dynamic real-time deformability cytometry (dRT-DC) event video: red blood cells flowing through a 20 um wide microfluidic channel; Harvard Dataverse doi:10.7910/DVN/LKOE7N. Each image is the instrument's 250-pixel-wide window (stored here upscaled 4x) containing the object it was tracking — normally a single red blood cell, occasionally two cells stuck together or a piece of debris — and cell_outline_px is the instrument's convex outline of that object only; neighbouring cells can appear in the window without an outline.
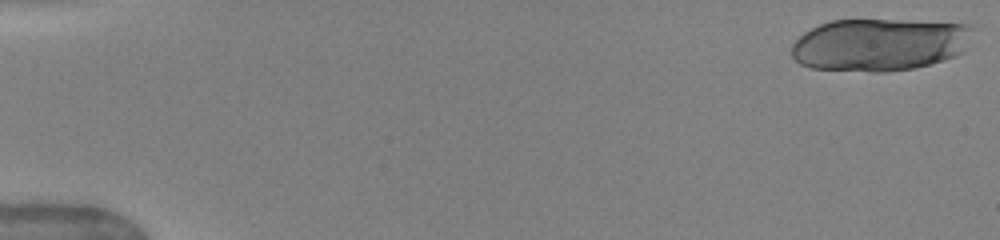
{"species": "human", "species_latin": "Homo sapiens", "temperature_condition": "warm", "stored_images_in_passage": 67, "camera_frame_rate_fps": 3000, "um_per_image_px": 0.085, "donor": {"sex": "female"}, "frame": {"image": 1, "passage_image": 1, "time_ms": 0.0, "image_size_px": [1000, 240], "cell_outline_px": [[968, 28], [964, 52], [956, 56], [944, 60], [916, 68], [888, 72], [872, 72], [812, 68], [800, 64], [792, 56], [792, 44], [804, 32], [820, 24], [832, 20], [908, 20], [964, 24]], "centroid_in_image_um": [74.69, 3.81], "position_along_channel_um": 10.3, "area_um2": 55.2}, "authors_computed_cell_mechanics": {"area_um2": 37.6278, "velocity_mm_per_s": 4.018, "shape_relaxation_time_tau1_ms": null, "shape_relaxation_time_tau2_ms": 1.3952, "deformation_change_tau1": null, "deformation_change_tau2": 0.077}}